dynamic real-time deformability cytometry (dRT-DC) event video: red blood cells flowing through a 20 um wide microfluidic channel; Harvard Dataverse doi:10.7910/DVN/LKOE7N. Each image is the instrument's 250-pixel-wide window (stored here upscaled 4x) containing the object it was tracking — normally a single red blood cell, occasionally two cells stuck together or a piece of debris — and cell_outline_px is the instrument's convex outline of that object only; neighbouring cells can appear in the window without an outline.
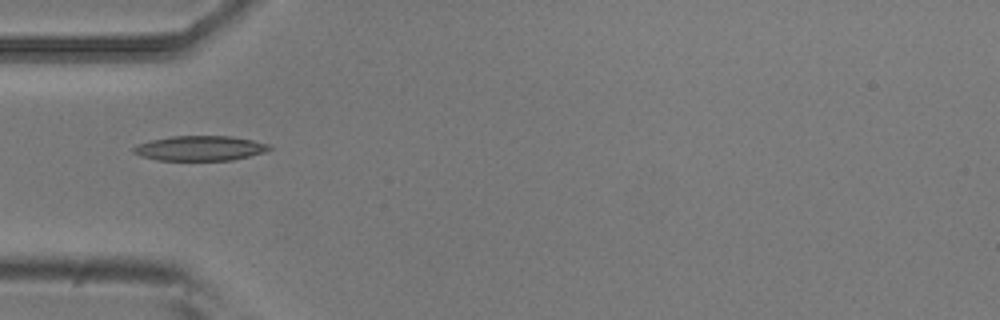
{"species": "common noctule bat (a hibernating species)", "species_latin": "Nyctalus noctula", "temperature_condition": "room temperature", "stored_images_in_passage": 5, "camera_frame_rate_fps": 3000, "um_per_image_px": 0.085, "animal": {"sex": "male", "body_mass_g": 20.5, "forearm_length_mm": 52.5}, "frame": {"image": 1, "passage_image": 5, "time_ms": 1.333, "image_size_px": [1000, 320], "cell_outline_px": [[272, 148], [264, 152], [232, 160], [156, 160], [140, 156], [132, 152], [132, 148], [136, 144], [152, 140], [172, 136], [232, 136], [272, 144]], "centroid_in_image_um": [16.99, 12.6], "position_along_channel_um": 68.0, "area_um2": 19.77}}